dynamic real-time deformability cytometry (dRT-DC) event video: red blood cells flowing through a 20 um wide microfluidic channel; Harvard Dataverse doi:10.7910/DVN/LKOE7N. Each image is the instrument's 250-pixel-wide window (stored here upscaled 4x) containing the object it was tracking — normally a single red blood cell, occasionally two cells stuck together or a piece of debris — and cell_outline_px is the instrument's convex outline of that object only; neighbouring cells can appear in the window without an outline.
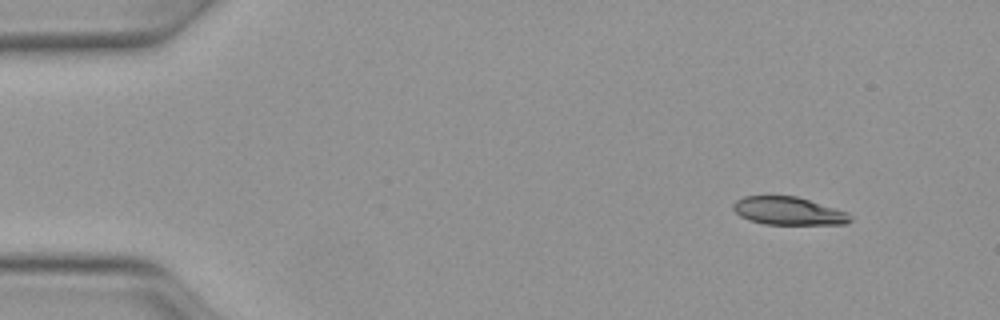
{"species": "Egyptian fruit bat (a non-hibernating species)", "species_latin": "Rousettus aegyptiacus", "temperature_condition": "warm", "stored_images_in_passage": 46, "camera_frame_rate_fps": 3000, "um_per_image_px": 0.085, "animal": {"sex": "female"}, "frame": {"image": 1, "passage_image": 1, "time_ms": 0.0, "image_size_px": [1000, 320], "cell_outline_px": [[852, 220], [848, 224], [764, 224], [748, 220], [740, 216], [732, 208], [732, 204], [736, 200], [744, 196], [796, 196], [848, 212], [852, 216]], "centroid_in_image_um": [67.01, 17.94], "position_along_channel_um": 18.0, "area_um2": 19.13}}
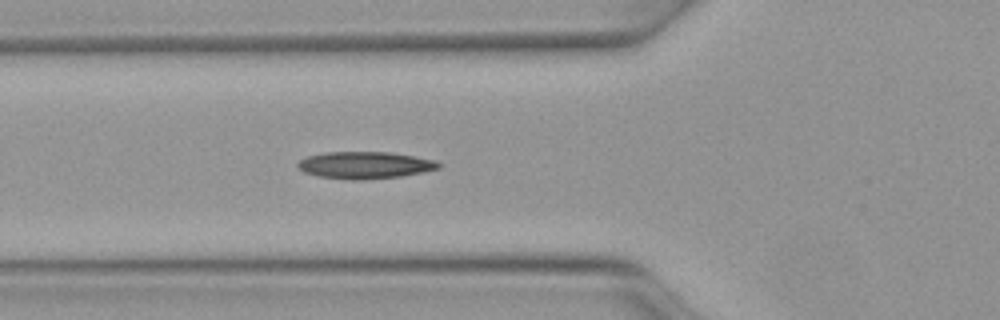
{"frame": {"image": 2, "passage_image": 14, "time_ms": 4.333, "image_size_px": [1000, 320], "cell_outline_px": [[444, 164], [440, 168], [400, 176], [360, 180], [352, 180], [316, 176], [304, 172], [296, 164], [300, 160], [308, 156], [324, 152], [388, 152], [436, 160]], "centroid_in_image_um": [31.02, 14.03], "position_along_channel_um": 94.8, "area_um2": 22.08}}
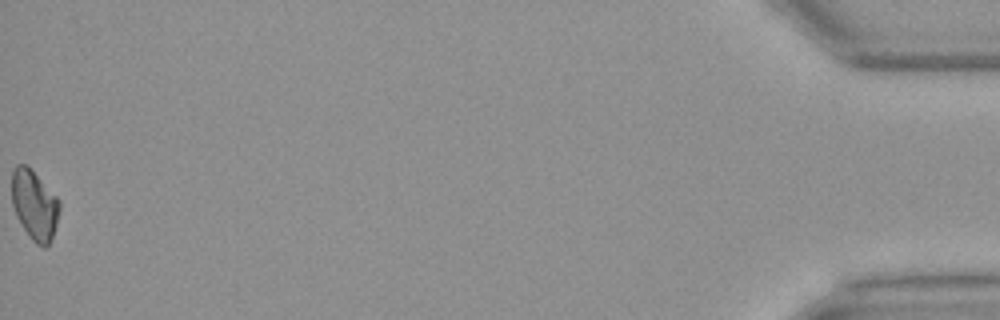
{"frame": {"image": 3, "passage_image": 46, "time_ms": 15.0, "image_size_px": [1000, 320], "cell_outline_px": [[60, 208], [56, 224], [52, 236], [48, 244], [44, 248], [36, 244], [32, 240], [16, 216], [12, 204], [12, 172], [16, 164], [24, 164], [60, 200]], "centroid_in_image_um": [2.92, 17.44], "position_along_channel_um": 432.3, "area_um2": 18.9}}